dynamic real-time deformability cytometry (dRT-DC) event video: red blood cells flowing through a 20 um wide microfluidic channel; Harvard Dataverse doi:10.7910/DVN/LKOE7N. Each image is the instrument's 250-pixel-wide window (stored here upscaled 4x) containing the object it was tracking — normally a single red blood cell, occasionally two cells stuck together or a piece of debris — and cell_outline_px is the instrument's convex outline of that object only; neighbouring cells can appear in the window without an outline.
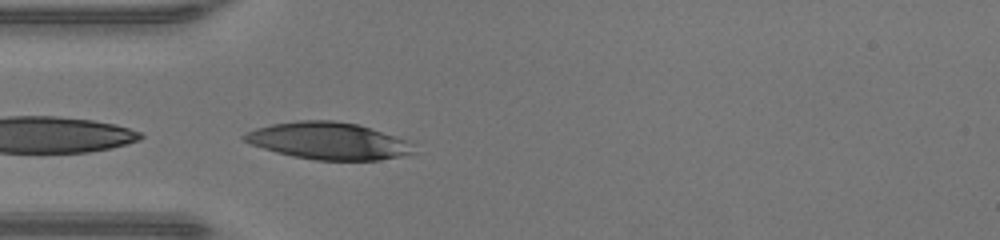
{"species": "human", "species_latin": "Homo sapiens", "temperature_condition": "warm", "stored_images_in_passage": 14, "camera_frame_rate_fps": 3000, "um_per_image_px": 0.085, "donor": {"sex": "male"}, "frame": {"image": 1, "passage_image": 1, "time_ms": 0.0, "image_size_px": [1000, 240], "cell_outline_px": [[416, 152], [400, 156], [380, 160], [316, 160], [292, 156], [276, 152], [252, 144], [244, 140], [240, 136], [256, 128], [272, 124], [300, 120], [332, 120], [356, 124], [408, 140], [412, 144]], "centroid_in_image_um": [27.92, 11.98], "position_along_channel_um": 57.1, "area_um2": 36.3}}
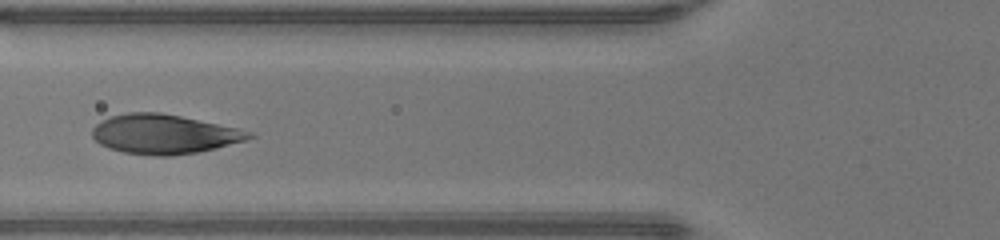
{"frame": {"image": 2, "passage_image": 5, "time_ms": 1.333, "image_size_px": [1000, 240], "cell_outline_px": [[256, 136], [244, 140], [216, 148], [196, 152], [172, 156], [156, 156], [124, 152], [108, 148], [100, 144], [92, 136], [92, 128], [100, 120], [112, 116], [128, 112], [160, 112], [180, 116], [236, 128], [252, 132]], "centroid_in_image_um": [13.9, 11.4], "position_along_channel_um": 111.9, "area_um2": 35.78}}
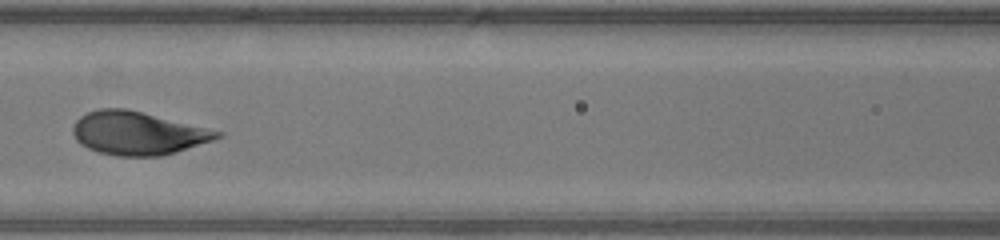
{"frame": {"image": 3, "passage_image": 8, "time_ms": 2.333, "image_size_px": [1000, 240], "cell_outline_px": [[224, 136], [176, 152], [160, 156], [116, 156], [100, 152], [88, 148], [80, 144], [76, 140], [72, 132], [72, 128], [76, 120], [80, 116], [88, 112], [100, 108], [124, 108], [224, 132]], "centroid_in_image_um": [11.68, 11.32], "position_along_channel_um": 154.9, "area_um2": 36.07}}